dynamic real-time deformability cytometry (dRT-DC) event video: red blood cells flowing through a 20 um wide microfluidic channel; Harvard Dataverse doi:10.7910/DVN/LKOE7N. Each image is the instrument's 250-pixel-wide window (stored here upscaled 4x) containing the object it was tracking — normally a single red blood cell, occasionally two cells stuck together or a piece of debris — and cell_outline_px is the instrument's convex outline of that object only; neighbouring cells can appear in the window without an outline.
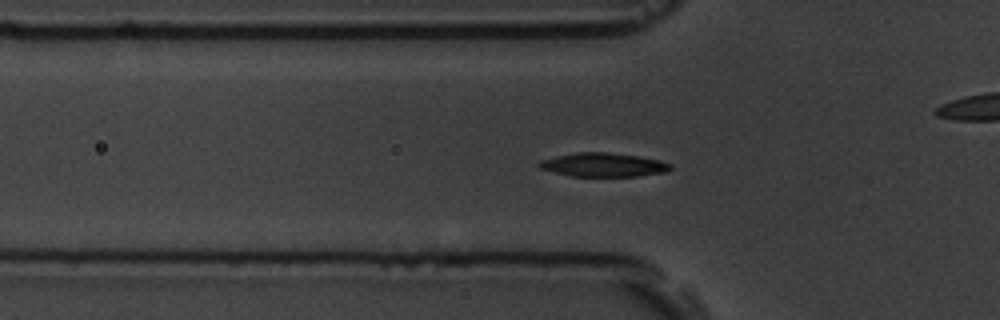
{"species": "common noctule bat (a hibernating species)", "species_latin": "Nyctalus noctula", "temperature_condition": "room temperature", "stored_images_in_passage": 58, "camera_frame_rate_fps": 3000, "um_per_image_px": 0.085, "animal": {"sex": "male", "body_mass_g": 19.5, "forearm_length_mm": 54.6}, "frame": {"image": 1, "passage_image": 19, "time_ms": 6.0, "image_size_px": [1000, 320], "cell_outline_px": [[672, 168], [668, 172], [636, 176], [572, 176], [540, 168], [536, 164], [540, 160], [556, 156], [576, 152], [608, 152], [636, 156], [660, 160], [672, 164]], "centroid_in_image_um": [51.3, 14.0], "position_along_channel_um": 74.5, "area_um2": 18.15}}
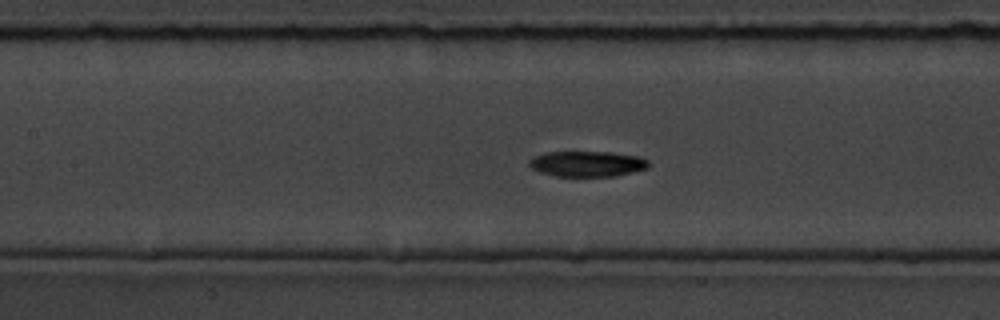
{"frame": {"image": 2, "passage_image": 26, "time_ms": 8.333, "image_size_px": [1000, 320], "cell_outline_px": [[648, 168], [616, 176], [556, 176], [540, 172], [532, 168], [528, 164], [528, 160], [536, 156], [548, 152], [612, 152], [640, 156], [648, 160]], "centroid_in_image_um": [49.93, 13.92], "position_along_channel_um": 157.5, "area_um2": 17.74}}
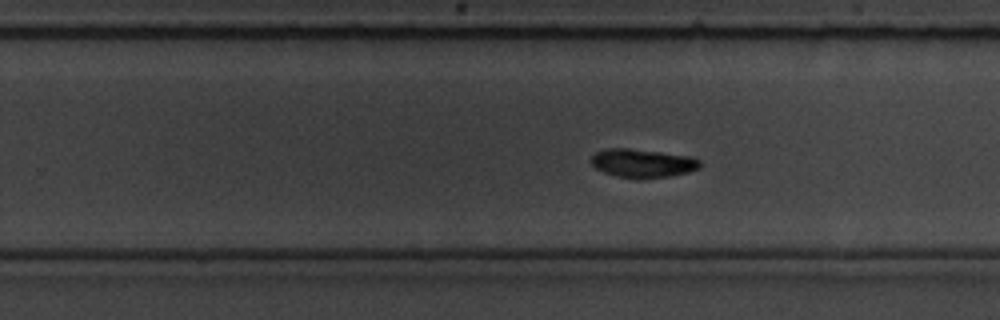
{"frame": {"image": 3, "passage_image": 36, "time_ms": 11.667, "image_size_px": [1000, 320], "cell_outline_px": [[700, 168], [688, 172], [668, 176], [616, 176], [604, 172], [596, 168], [592, 164], [592, 156], [596, 152], [604, 148], [628, 148], [692, 156], [700, 160]], "centroid_in_image_um": [54.63, 13.83], "position_along_channel_um": 275.2, "area_um2": 17.51}, "authors_computed_cell_mechanics": {"area_um2": 17.2244, "velocity_mm_per_s": 3.541, "shape_relaxation_time_tau1_ms": 2.8487, "shape_relaxation_time_tau2_ms": null, "deformation_change_tau1": 0.115, "deformation_change_tau2": null}}